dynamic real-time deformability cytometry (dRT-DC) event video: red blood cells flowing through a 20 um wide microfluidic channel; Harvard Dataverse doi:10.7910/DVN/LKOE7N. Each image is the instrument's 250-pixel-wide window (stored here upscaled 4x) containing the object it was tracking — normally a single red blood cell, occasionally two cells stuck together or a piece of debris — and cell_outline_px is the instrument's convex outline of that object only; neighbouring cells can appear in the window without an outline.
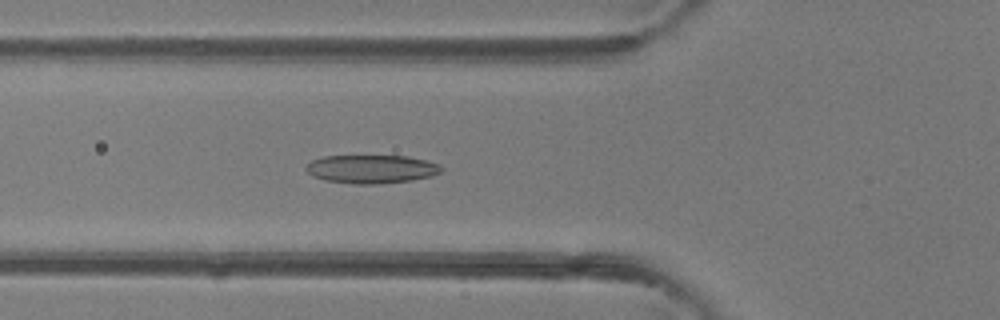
{"species": "common noctule bat (a hibernating species)", "species_latin": "Nyctalus noctula", "temperature_condition": "room temperature", "stored_images_in_passage": 37, "camera_frame_rate_fps": 3000, "um_per_image_px": 0.085, "animal": {"sex": "female"}, "frame": {"image": 1, "passage_image": 8, "time_ms": 2.333, "image_size_px": [1000, 320], "cell_outline_px": [[444, 168], [440, 172], [432, 176], [412, 180], [380, 184], [352, 184], [324, 180], [312, 176], [304, 168], [312, 160], [324, 156], [408, 156], [440, 164]], "centroid_in_image_um": [31.58, 14.38], "position_along_channel_um": 94.2, "area_um2": 22.54}}
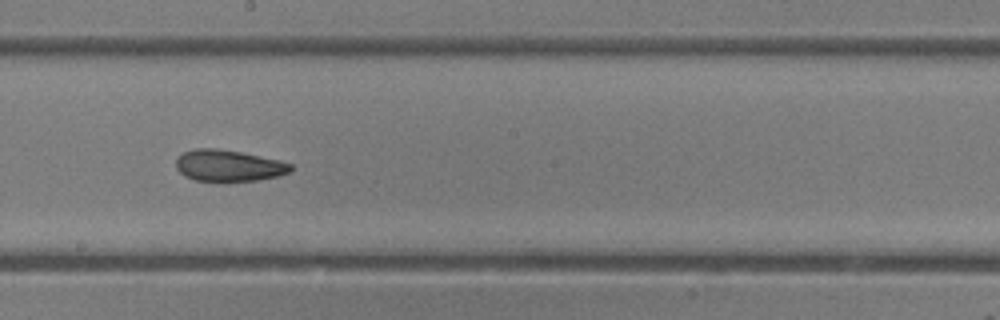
{"frame": {"image": 2, "passage_image": 17, "time_ms": 5.333, "image_size_px": [1000, 320], "cell_outline_px": [[292, 172], [280, 176], [256, 180], [196, 180], [184, 176], [176, 168], [176, 160], [184, 152], [196, 148], [216, 148], [240, 152], [280, 160], [292, 164]], "centroid_in_image_um": [19.46, 14.07], "position_along_channel_um": 228.7, "area_um2": 20.81}}
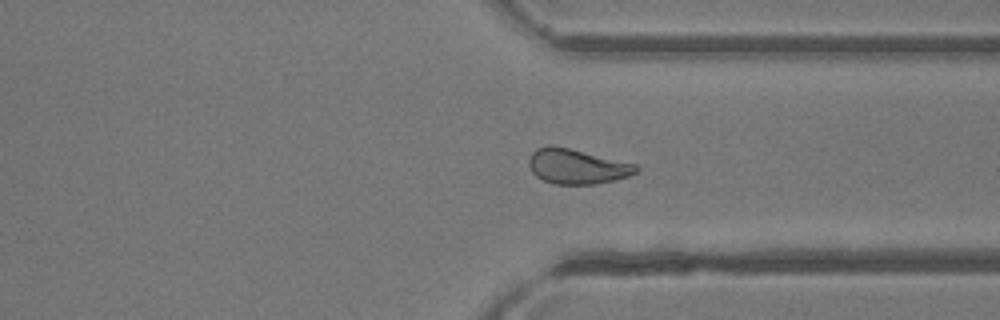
{"frame": {"image": 3, "passage_image": 26, "time_ms": 8.333, "image_size_px": [1000, 320], "cell_outline_px": [[640, 168], [636, 172], [628, 176], [616, 180], [596, 184], [556, 184], [544, 180], [536, 176], [532, 172], [528, 164], [528, 160], [532, 152], [536, 148], [548, 144], [552, 144], [636, 164]], "centroid_in_image_um": [49.02, 14.14], "position_along_channel_um": 362.4, "area_um2": 21.91}, "authors_computed_cell_mechanics": {"area_um2": 22.4264, "velocity_mm_per_s": 4.4578, "shape_relaxation_time_tau1_ms": null, "shape_relaxation_time_tau2_ms": 1.9844, "deformation_change_tau1": null, "deformation_change_tau2": 0.076}}